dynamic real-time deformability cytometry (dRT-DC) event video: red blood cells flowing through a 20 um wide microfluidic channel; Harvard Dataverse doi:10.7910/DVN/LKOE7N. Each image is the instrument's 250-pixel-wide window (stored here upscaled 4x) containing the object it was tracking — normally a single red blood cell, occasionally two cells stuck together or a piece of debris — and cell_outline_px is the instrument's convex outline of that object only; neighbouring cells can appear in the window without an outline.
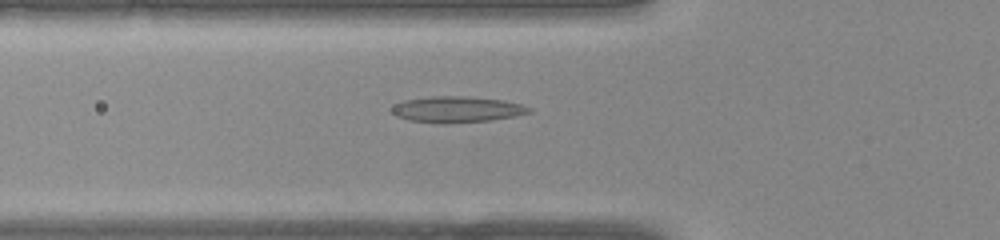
{"species": "common noctule bat (a hibernating species)", "species_latin": "Nyctalus noctula", "temperature_condition": "warm", "stored_images_in_passage": 25, "camera_frame_rate_fps": 3000, "um_per_image_px": 0.085, "animal": {"sex": "female", "body_mass_g": 22.0, "forearm_length_mm": 56.7}, "frame": {"image": 1, "passage_image": 3, "time_ms": 0.667, "image_size_px": [1000, 240], "cell_outline_px": [[532, 112], [512, 116], [488, 120], [408, 120], [396, 116], [392, 112], [392, 108], [396, 104], [404, 100], [428, 96], [472, 96], [504, 100], [520, 104], [532, 108]], "centroid_in_image_um": [38.87, 9.23], "position_along_channel_um": 86.9, "area_um2": 19.71}}
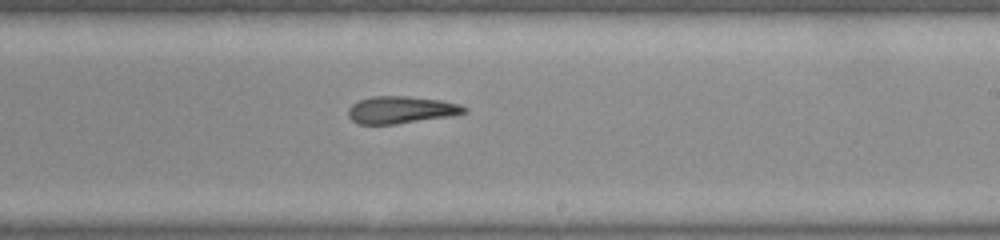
{"frame": {"image": 2, "passage_image": 13, "time_ms": 4.0, "image_size_px": [1000, 240], "cell_outline_px": [[468, 112], [452, 116], [396, 124], [360, 124], [352, 120], [348, 116], [348, 108], [352, 104], [360, 100], [372, 96], [408, 96], [440, 100], [460, 104], [468, 108]], "centroid_in_image_um": [34.12, 9.34], "position_along_channel_um": 254.9, "area_um2": 18.5}}
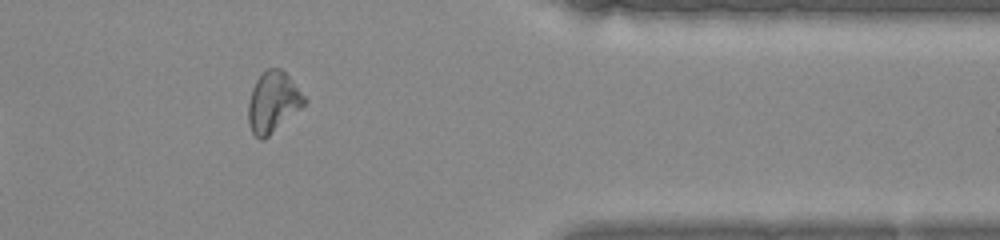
{"frame": {"image": 3, "passage_image": 22, "time_ms": 7.0, "image_size_px": [1000, 240], "cell_outline_px": [[308, 100], [300, 108], [264, 140], [260, 140], [252, 132], [248, 120], [248, 104], [252, 88], [256, 80], [268, 68], [280, 68], [288, 76]], "centroid_in_image_um": [23.19, 8.68], "position_along_channel_um": 388.2, "area_um2": 19.42}}